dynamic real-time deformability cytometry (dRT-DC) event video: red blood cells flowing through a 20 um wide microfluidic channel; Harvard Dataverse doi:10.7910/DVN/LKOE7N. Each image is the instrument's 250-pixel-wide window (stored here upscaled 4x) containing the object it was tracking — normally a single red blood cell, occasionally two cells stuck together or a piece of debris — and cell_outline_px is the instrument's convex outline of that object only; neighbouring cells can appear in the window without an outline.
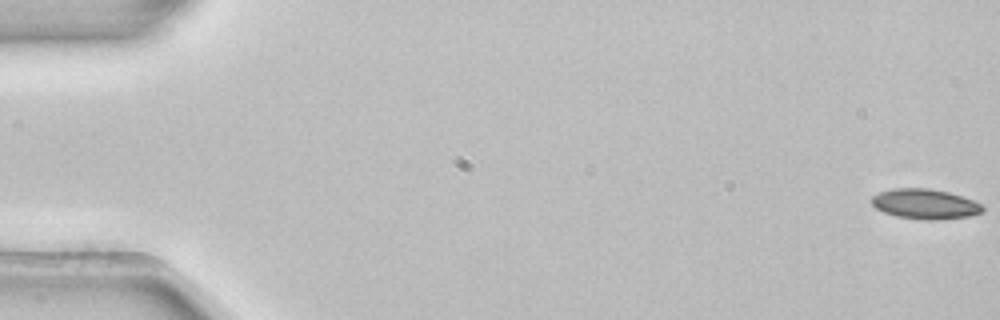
{"species": "common noctule bat (a hibernating species)", "species_latin": "Nyctalus noctula", "temperature_condition": "room temperature", "stored_images_in_passage": 6, "camera_frame_rate_fps": 3000, "um_per_image_px": 0.085, "animal": {"sex": "female", "body_mass_g": 22.7, "forearm_length_mm": 54.2}, "frame": {"image": 1, "passage_image": 1, "time_ms": 0.0, "image_size_px": [1000, 320], "cell_outline_px": [[984, 212], [968, 216], [936, 220], [924, 220], [896, 216], [884, 212], [876, 208], [872, 204], [872, 196], [880, 192], [892, 188], [928, 188], [948, 192], [972, 200], [980, 204], [984, 208]], "centroid_in_image_um": [78.61, 17.34], "position_along_channel_um": 6.4, "area_um2": 19.31}}
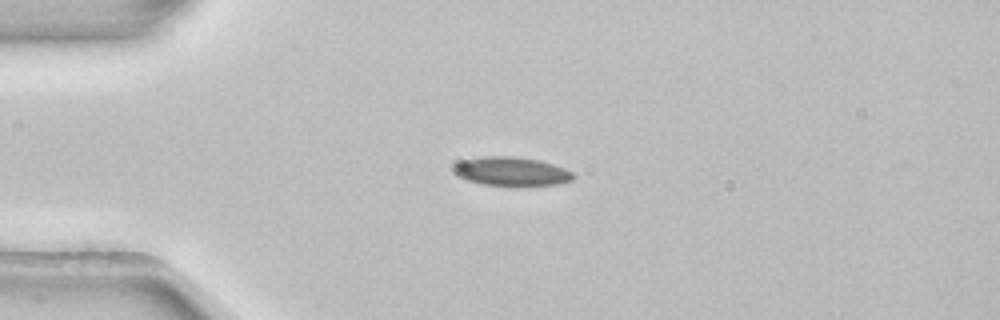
{"frame": {"image": 2, "passage_image": 4, "time_ms": 1.0, "image_size_px": [1000, 320], "cell_outline_px": [[576, 176], [572, 180], [560, 184], [524, 188], [512, 188], [484, 184], [468, 180], [456, 176], [452, 172], [452, 164], [464, 160], [480, 156], [516, 156], [540, 160], [564, 168], [572, 172]], "centroid_in_image_um": [43.47, 14.61], "position_along_channel_um": 41.5, "area_um2": 21.15}}